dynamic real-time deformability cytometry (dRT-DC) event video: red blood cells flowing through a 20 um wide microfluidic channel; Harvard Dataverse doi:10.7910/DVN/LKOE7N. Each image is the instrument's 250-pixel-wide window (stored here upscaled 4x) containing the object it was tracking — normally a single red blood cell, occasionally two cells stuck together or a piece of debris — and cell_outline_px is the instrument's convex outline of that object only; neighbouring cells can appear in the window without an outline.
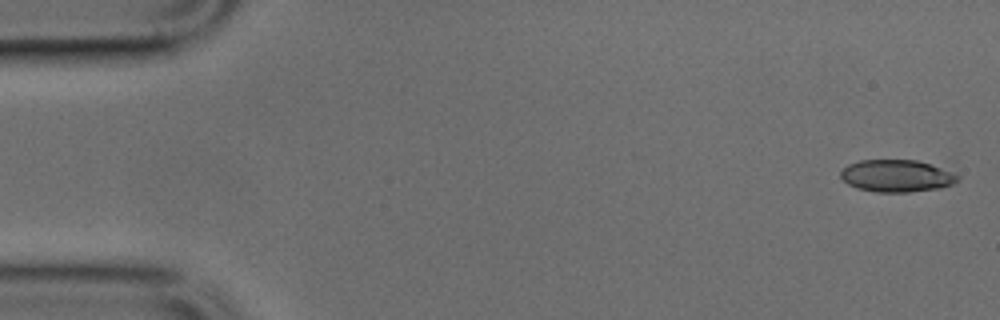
{"species": "common noctule bat (a hibernating species)", "species_latin": "Nyctalus noctula", "temperature_condition": "cold", "stored_images_in_passage": 13, "camera_frame_rate_fps": 3000, "um_per_image_px": 0.085, "animal": {"sex": "male", "body_mass_g": 17.9, "forearm_length_mm": 54.2}, "frame": {"image": 1, "passage_image": 1, "time_ms": 0.0, "image_size_px": [1000, 320], "cell_outline_px": [[960, 180], [952, 184], [940, 188], [908, 192], [876, 192], [856, 188], [848, 184], [840, 176], [840, 172], [848, 164], [860, 160], [956, 160], [960, 176]], "centroid_in_image_um": [76.56, 14.87], "position_along_channel_um": 8.4, "area_um2": 23.99}}
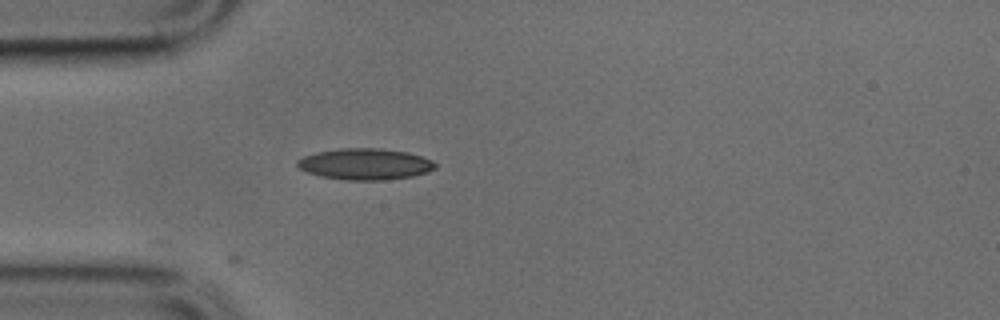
{"frame": {"image": 2, "passage_image": 13, "time_ms": 4.0, "image_size_px": [1000, 320], "cell_outline_px": [[436, 168], [428, 172], [412, 176], [384, 180], [348, 180], [320, 176], [308, 172], [300, 168], [296, 164], [296, 160], [304, 156], [316, 152], [340, 148], [380, 148], [408, 152], [432, 160], [436, 164]], "centroid_in_image_um": [31.04, 13.94], "position_along_channel_um": 54.0, "area_um2": 25.14}}